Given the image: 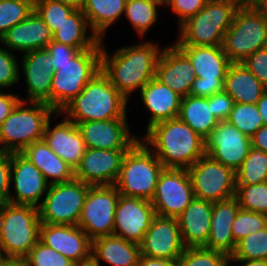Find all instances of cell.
Returning <instances> with one entry per match:
<instances>
[{
  "mask_svg": "<svg viewBox=\"0 0 267 266\" xmlns=\"http://www.w3.org/2000/svg\"><path fill=\"white\" fill-rule=\"evenodd\" d=\"M105 41L102 40L101 71L130 101L131 96L136 97L134 94L155 77L156 64L165 45L155 39H140L136 44L122 45L109 53Z\"/></svg>",
  "mask_w": 267,
  "mask_h": 266,
  "instance_id": "cell-1",
  "label": "cell"
},
{
  "mask_svg": "<svg viewBox=\"0 0 267 266\" xmlns=\"http://www.w3.org/2000/svg\"><path fill=\"white\" fill-rule=\"evenodd\" d=\"M140 139L165 168L188 169L206 154L205 139L179 117L153 125Z\"/></svg>",
  "mask_w": 267,
  "mask_h": 266,
  "instance_id": "cell-2",
  "label": "cell"
},
{
  "mask_svg": "<svg viewBox=\"0 0 267 266\" xmlns=\"http://www.w3.org/2000/svg\"><path fill=\"white\" fill-rule=\"evenodd\" d=\"M127 100L102 72H98L83 91L70 101L59 113L77 124L83 121L128 118Z\"/></svg>",
  "mask_w": 267,
  "mask_h": 266,
  "instance_id": "cell-3",
  "label": "cell"
},
{
  "mask_svg": "<svg viewBox=\"0 0 267 266\" xmlns=\"http://www.w3.org/2000/svg\"><path fill=\"white\" fill-rule=\"evenodd\" d=\"M55 113L44 102L20 101L0 126V151L22 152L43 140L46 124Z\"/></svg>",
  "mask_w": 267,
  "mask_h": 266,
  "instance_id": "cell-4",
  "label": "cell"
},
{
  "mask_svg": "<svg viewBox=\"0 0 267 266\" xmlns=\"http://www.w3.org/2000/svg\"><path fill=\"white\" fill-rule=\"evenodd\" d=\"M238 5L230 0H208L205 6L179 28L175 45L218 46L232 25Z\"/></svg>",
  "mask_w": 267,
  "mask_h": 266,
  "instance_id": "cell-5",
  "label": "cell"
},
{
  "mask_svg": "<svg viewBox=\"0 0 267 266\" xmlns=\"http://www.w3.org/2000/svg\"><path fill=\"white\" fill-rule=\"evenodd\" d=\"M102 40L93 48L80 51L69 62L53 64L51 107L60 112L78 96L85 85L101 71Z\"/></svg>",
  "mask_w": 267,
  "mask_h": 266,
  "instance_id": "cell-6",
  "label": "cell"
},
{
  "mask_svg": "<svg viewBox=\"0 0 267 266\" xmlns=\"http://www.w3.org/2000/svg\"><path fill=\"white\" fill-rule=\"evenodd\" d=\"M40 226L37 207L10 202L1 206V256L23 259L39 241Z\"/></svg>",
  "mask_w": 267,
  "mask_h": 266,
  "instance_id": "cell-7",
  "label": "cell"
},
{
  "mask_svg": "<svg viewBox=\"0 0 267 266\" xmlns=\"http://www.w3.org/2000/svg\"><path fill=\"white\" fill-rule=\"evenodd\" d=\"M164 165L139 139L124 155L115 187L120 195L151 201Z\"/></svg>",
  "mask_w": 267,
  "mask_h": 266,
  "instance_id": "cell-8",
  "label": "cell"
},
{
  "mask_svg": "<svg viewBox=\"0 0 267 266\" xmlns=\"http://www.w3.org/2000/svg\"><path fill=\"white\" fill-rule=\"evenodd\" d=\"M267 46V14L255 5L239 6L224 34L222 48L231 63H242Z\"/></svg>",
  "mask_w": 267,
  "mask_h": 266,
  "instance_id": "cell-9",
  "label": "cell"
},
{
  "mask_svg": "<svg viewBox=\"0 0 267 266\" xmlns=\"http://www.w3.org/2000/svg\"><path fill=\"white\" fill-rule=\"evenodd\" d=\"M192 63L196 80L190 88V95L211 97L224 91V80L231 62L218 46L176 45Z\"/></svg>",
  "mask_w": 267,
  "mask_h": 266,
  "instance_id": "cell-10",
  "label": "cell"
},
{
  "mask_svg": "<svg viewBox=\"0 0 267 266\" xmlns=\"http://www.w3.org/2000/svg\"><path fill=\"white\" fill-rule=\"evenodd\" d=\"M90 185L73 179L50 184L38 207L41 223L78 225Z\"/></svg>",
  "mask_w": 267,
  "mask_h": 266,
  "instance_id": "cell-11",
  "label": "cell"
},
{
  "mask_svg": "<svg viewBox=\"0 0 267 266\" xmlns=\"http://www.w3.org/2000/svg\"><path fill=\"white\" fill-rule=\"evenodd\" d=\"M187 171L195 198L217 202L235 196V172L209 155L200 157Z\"/></svg>",
  "mask_w": 267,
  "mask_h": 266,
  "instance_id": "cell-12",
  "label": "cell"
},
{
  "mask_svg": "<svg viewBox=\"0 0 267 266\" xmlns=\"http://www.w3.org/2000/svg\"><path fill=\"white\" fill-rule=\"evenodd\" d=\"M119 196L115 185L89 187L78 226L91 240L113 234Z\"/></svg>",
  "mask_w": 267,
  "mask_h": 266,
  "instance_id": "cell-13",
  "label": "cell"
},
{
  "mask_svg": "<svg viewBox=\"0 0 267 266\" xmlns=\"http://www.w3.org/2000/svg\"><path fill=\"white\" fill-rule=\"evenodd\" d=\"M194 198L187 169L164 168L159 175L151 204L157 216L177 218Z\"/></svg>",
  "mask_w": 267,
  "mask_h": 266,
  "instance_id": "cell-14",
  "label": "cell"
},
{
  "mask_svg": "<svg viewBox=\"0 0 267 266\" xmlns=\"http://www.w3.org/2000/svg\"><path fill=\"white\" fill-rule=\"evenodd\" d=\"M23 54V55H22ZM20 54L19 82H24L21 101L44 102L51 107V85L54 74L51 55L46 48ZM23 75V76H22ZM22 77V78H21Z\"/></svg>",
  "mask_w": 267,
  "mask_h": 266,
  "instance_id": "cell-15",
  "label": "cell"
},
{
  "mask_svg": "<svg viewBox=\"0 0 267 266\" xmlns=\"http://www.w3.org/2000/svg\"><path fill=\"white\" fill-rule=\"evenodd\" d=\"M49 183L40 170L21 152H11L9 202L39 207Z\"/></svg>",
  "mask_w": 267,
  "mask_h": 266,
  "instance_id": "cell-16",
  "label": "cell"
},
{
  "mask_svg": "<svg viewBox=\"0 0 267 266\" xmlns=\"http://www.w3.org/2000/svg\"><path fill=\"white\" fill-rule=\"evenodd\" d=\"M129 118L83 121L77 123L86 148L129 150L140 136L132 134ZM131 126V127H130Z\"/></svg>",
  "mask_w": 267,
  "mask_h": 266,
  "instance_id": "cell-17",
  "label": "cell"
},
{
  "mask_svg": "<svg viewBox=\"0 0 267 266\" xmlns=\"http://www.w3.org/2000/svg\"><path fill=\"white\" fill-rule=\"evenodd\" d=\"M251 148V138L227 121H220L205 139V152L236 172Z\"/></svg>",
  "mask_w": 267,
  "mask_h": 266,
  "instance_id": "cell-18",
  "label": "cell"
},
{
  "mask_svg": "<svg viewBox=\"0 0 267 266\" xmlns=\"http://www.w3.org/2000/svg\"><path fill=\"white\" fill-rule=\"evenodd\" d=\"M155 216L151 201L120 195L114 213L113 235L140 245Z\"/></svg>",
  "mask_w": 267,
  "mask_h": 266,
  "instance_id": "cell-19",
  "label": "cell"
},
{
  "mask_svg": "<svg viewBox=\"0 0 267 266\" xmlns=\"http://www.w3.org/2000/svg\"><path fill=\"white\" fill-rule=\"evenodd\" d=\"M177 218L155 216L140 244L141 255L178 260L185 250Z\"/></svg>",
  "mask_w": 267,
  "mask_h": 266,
  "instance_id": "cell-20",
  "label": "cell"
},
{
  "mask_svg": "<svg viewBox=\"0 0 267 266\" xmlns=\"http://www.w3.org/2000/svg\"><path fill=\"white\" fill-rule=\"evenodd\" d=\"M127 151L86 148L74 170L75 179L90 186L114 185Z\"/></svg>",
  "mask_w": 267,
  "mask_h": 266,
  "instance_id": "cell-21",
  "label": "cell"
},
{
  "mask_svg": "<svg viewBox=\"0 0 267 266\" xmlns=\"http://www.w3.org/2000/svg\"><path fill=\"white\" fill-rule=\"evenodd\" d=\"M39 240L75 264L91 259L92 240L78 225L41 223Z\"/></svg>",
  "mask_w": 267,
  "mask_h": 266,
  "instance_id": "cell-22",
  "label": "cell"
},
{
  "mask_svg": "<svg viewBox=\"0 0 267 266\" xmlns=\"http://www.w3.org/2000/svg\"><path fill=\"white\" fill-rule=\"evenodd\" d=\"M43 140L57 156L74 170L86 150L85 142L77 125L58 112L47 122Z\"/></svg>",
  "mask_w": 267,
  "mask_h": 266,
  "instance_id": "cell-23",
  "label": "cell"
},
{
  "mask_svg": "<svg viewBox=\"0 0 267 266\" xmlns=\"http://www.w3.org/2000/svg\"><path fill=\"white\" fill-rule=\"evenodd\" d=\"M163 47L156 64L155 78L181 97L190 95L196 80L195 69L188 57L172 42Z\"/></svg>",
  "mask_w": 267,
  "mask_h": 266,
  "instance_id": "cell-24",
  "label": "cell"
},
{
  "mask_svg": "<svg viewBox=\"0 0 267 266\" xmlns=\"http://www.w3.org/2000/svg\"><path fill=\"white\" fill-rule=\"evenodd\" d=\"M53 39V33L34 10L23 22L11 27L1 38L0 44L16 54L44 49Z\"/></svg>",
  "mask_w": 267,
  "mask_h": 266,
  "instance_id": "cell-25",
  "label": "cell"
},
{
  "mask_svg": "<svg viewBox=\"0 0 267 266\" xmlns=\"http://www.w3.org/2000/svg\"><path fill=\"white\" fill-rule=\"evenodd\" d=\"M138 95L143 110L149 114L144 133L157 123L178 117L182 97L155 77L140 89Z\"/></svg>",
  "mask_w": 267,
  "mask_h": 266,
  "instance_id": "cell-26",
  "label": "cell"
},
{
  "mask_svg": "<svg viewBox=\"0 0 267 266\" xmlns=\"http://www.w3.org/2000/svg\"><path fill=\"white\" fill-rule=\"evenodd\" d=\"M239 208L240 205L235 196L213 202L210 234L204 248L223 252L229 257L232 255L236 243L233 239L231 227Z\"/></svg>",
  "mask_w": 267,
  "mask_h": 266,
  "instance_id": "cell-27",
  "label": "cell"
},
{
  "mask_svg": "<svg viewBox=\"0 0 267 266\" xmlns=\"http://www.w3.org/2000/svg\"><path fill=\"white\" fill-rule=\"evenodd\" d=\"M213 202L194 200L177 217L185 247H204L210 234Z\"/></svg>",
  "mask_w": 267,
  "mask_h": 266,
  "instance_id": "cell-28",
  "label": "cell"
},
{
  "mask_svg": "<svg viewBox=\"0 0 267 266\" xmlns=\"http://www.w3.org/2000/svg\"><path fill=\"white\" fill-rule=\"evenodd\" d=\"M140 245L116 235H107L92 240L91 258L100 266H138Z\"/></svg>",
  "mask_w": 267,
  "mask_h": 266,
  "instance_id": "cell-29",
  "label": "cell"
},
{
  "mask_svg": "<svg viewBox=\"0 0 267 266\" xmlns=\"http://www.w3.org/2000/svg\"><path fill=\"white\" fill-rule=\"evenodd\" d=\"M49 184L68 182L75 178L74 169L57 156L44 140L28 145L22 152Z\"/></svg>",
  "mask_w": 267,
  "mask_h": 266,
  "instance_id": "cell-30",
  "label": "cell"
},
{
  "mask_svg": "<svg viewBox=\"0 0 267 266\" xmlns=\"http://www.w3.org/2000/svg\"><path fill=\"white\" fill-rule=\"evenodd\" d=\"M224 91L235 103L257 104L266 89L242 63H231L224 80Z\"/></svg>",
  "mask_w": 267,
  "mask_h": 266,
  "instance_id": "cell-31",
  "label": "cell"
},
{
  "mask_svg": "<svg viewBox=\"0 0 267 266\" xmlns=\"http://www.w3.org/2000/svg\"><path fill=\"white\" fill-rule=\"evenodd\" d=\"M178 117L203 139H206L220 122L213 114L212 103L208 98L192 95L181 98Z\"/></svg>",
  "mask_w": 267,
  "mask_h": 266,
  "instance_id": "cell-32",
  "label": "cell"
},
{
  "mask_svg": "<svg viewBox=\"0 0 267 266\" xmlns=\"http://www.w3.org/2000/svg\"><path fill=\"white\" fill-rule=\"evenodd\" d=\"M127 0H86L82 12L91 30L100 38L106 39L111 26L119 19L122 21ZM110 28V29H109Z\"/></svg>",
  "mask_w": 267,
  "mask_h": 266,
  "instance_id": "cell-33",
  "label": "cell"
},
{
  "mask_svg": "<svg viewBox=\"0 0 267 266\" xmlns=\"http://www.w3.org/2000/svg\"><path fill=\"white\" fill-rule=\"evenodd\" d=\"M52 40L83 51L93 48L100 38L91 30L82 10H75L53 34Z\"/></svg>",
  "mask_w": 267,
  "mask_h": 266,
  "instance_id": "cell-34",
  "label": "cell"
},
{
  "mask_svg": "<svg viewBox=\"0 0 267 266\" xmlns=\"http://www.w3.org/2000/svg\"><path fill=\"white\" fill-rule=\"evenodd\" d=\"M162 8L164 3L160 0H127L123 19L129 22L137 37L146 39L148 31L159 22Z\"/></svg>",
  "mask_w": 267,
  "mask_h": 266,
  "instance_id": "cell-35",
  "label": "cell"
},
{
  "mask_svg": "<svg viewBox=\"0 0 267 266\" xmlns=\"http://www.w3.org/2000/svg\"><path fill=\"white\" fill-rule=\"evenodd\" d=\"M236 185H254L267 182V153L250 148L246 159L235 172Z\"/></svg>",
  "mask_w": 267,
  "mask_h": 266,
  "instance_id": "cell-36",
  "label": "cell"
},
{
  "mask_svg": "<svg viewBox=\"0 0 267 266\" xmlns=\"http://www.w3.org/2000/svg\"><path fill=\"white\" fill-rule=\"evenodd\" d=\"M267 260V226L236 243L229 260Z\"/></svg>",
  "mask_w": 267,
  "mask_h": 266,
  "instance_id": "cell-37",
  "label": "cell"
},
{
  "mask_svg": "<svg viewBox=\"0 0 267 266\" xmlns=\"http://www.w3.org/2000/svg\"><path fill=\"white\" fill-rule=\"evenodd\" d=\"M262 120L257 104L234 103L226 121L238 128L245 136L251 138L263 126Z\"/></svg>",
  "mask_w": 267,
  "mask_h": 266,
  "instance_id": "cell-38",
  "label": "cell"
},
{
  "mask_svg": "<svg viewBox=\"0 0 267 266\" xmlns=\"http://www.w3.org/2000/svg\"><path fill=\"white\" fill-rule=\"evenodd\" d=\"M34 11V0H0V38Z\"/></svg>",
  "mask_w": 267,
  "mask_h": 266,
  "instance_id": "cell-39",
  "label": "cell"
},
{
  "mask_svg": "<svg viewBox=\"0 0 267 266\" xmlns=\"http://www.w3.org/2000/svg\"><path fill=\"white\" fill-rule=\"evenodd\" d=\"M235 197L240 208L267 215V182L254 185H236Z\"/></svg>",
  "mask_w": 267,
  "mask_h": 266,
  "instance_id": "cell-40",
  "label": "cell"
},
{
  "mask_svg": "<svg viewBox=\"0 0 267 266\" xmlns=\"http://www.w3.org/2000/svg\"><path fill=\"white\" fill-rule=\"evenodd\" d=\"M34 10L54 34L75 9L60 0H34Z\"/></svg>",
  "mask_w": 267,
  "mask_h": 266,
  "instance_id": "cell-41",
  "label": "cell"
},
{
  "mask_svg": "<svg viewBox=\"0 0 267 266\" xmlns=\"http://www.w3.org/2000/svg\"><path fill=\"white\" fill-rule=\"evenodd\" d=\"M229 256L204 247H187L178 259L179 266H228Z\"/></svg>",
  "mask_w": 267,
  "mask_h": 266,
  "instance_id": "cell-42",
  "label": "cell"
},
{
  "mask_svg": "<svg viewBox=\"0 0 267 266\" xmlns=\"http://www.w3.org/2000/svg\"><path fill=\"white\" fill-rule=\"evenodd\" d=\"M23 261L25 266H75V263L70 259L45 245L40 240L23 258Z\"/></svg>",
  "mask_w": 267,
  "mask_h": 266,
  "instance_id": "cell-43",
  "label": "cell"
},
{
  "mask_svg": "<svg viewBox=\"0 0 267 266\" xmlns=\"http://www.w3.org/2000/svg\"><path fill=\"white\" fill-rule=\"evenodd\" d=\"M266 226L267 215L239 208L231 227L234 242L237 243L242 238L260 231Z\"/></svg>",
  "mask_w": 267,
  "mask_h": 266,
  "instance_id": "cell-44",
  "label": "cell"
},
{
  "mask_svg": "<svg viewBox=\"0 0 267 266\" xmlns=\"http://www.w3.org/2000/svg\"><path fill=\"white\" fill-rule=\"evenodd\" d=\"M18 57V54L0 44V90L12 91L14 86H20Z\"/></svg>",
  "mask_w": 267,
  "mask_h": 266,
  "instance_id": "cell-45",
  "label": "cell"
},
{
  "mask_svg": "<svg viewBox=\"0 0 267 266\" xmlns=\"http://www.w3.org/2000/svg\"><path fill=\"white\" fill-rule=\"evenodd\" d=\"M208 0H166L164 9H169L173 16L177 17L178 29L189 18L196 15L206 4Z\"/></svg>",
  "mask_w": 267,
  "mask_h": 266,
  "instance_id": "cell-46",
  "label": "cell"
},
{
  "mask_svg": "<svg viewBox=\"0 0 267 266\" xmlns=\"http://www.w3.org/2000/svg\"><path fill=\"white\" fill-rule=\"evenodd\" d=\"M242 64L257 77L267 90V47L248 56Z\"/></svg>",
  "mask_w": 267,
  "mask_h": 266,
  "instance_id": "cell-47",
  "label": "cell"
},
{
  "mask_svg": "<svg viewBox=\"0 0 267 266\" xmlns=\"http://www.w3.org/2000/svg\"><path fill=\"white\" fill-rule=\"evenodd\" d=\"M11 153L0 151V207L9 203Z\"/></svg>",
  "mask_w": 267,
  "mask_h": 266,
  "instance_id": "cell-48",
  "label": "cell"
},
{
  "mask_svg": "<svg viewBox=\"0 0 267 266\" xmlns=\"http://www.w3.org/2000/svg\"><path fill=\"white\" fill-rule=\"evenodd\" d=\"M212 103L213 114L219 121H226L234 106L233 98L225 91L215 93L211 97H207Z\"/></svg>",
  "mask_w": 267,
  "mask_h": 266,
  "instance_id": "cell-49",
  "label": "cell"
},
{
  "mask_svg": "<svg viewBox=\"0 0 267 266\" xmlns=\"http://www.w3.org/2000/svg\"><path fill=\"white\" fill-rule=\"evenodd\" d=\"M46 49L51 55L53 64H64L69 62L80 52L77 48L53 40L48 44Z\"/></svg>",
  "mask_w": 267,
  "mask_h": 266,
  "instance_id": "cell-50",
  "label": "cell"
},
{
  "mask_svg": "<svg viewBox=\"0 0 267 266\" xmlns=\"http://www.w3.org/2000/svg\"><path fill=\"white\" fill-rule=\"evenodd\" d=\"M13 93V90H0V126L21 101L19 92Z\"/></svg>",
  "mask_w": 267,
  "mask_h": 266,
  "instance_id": "cell-51",
  "label": "cell"
},
{
  "mask_svg": "<svg viewBox=\"0 0 267 266\" xmlns=\"http://www.w3.org/2000/svg\"><path fill=\"white\" fill-rule=\"evenodd\" d=\"M251 147L267 153V125H263L253 134Z\"/></svg>",
  "mask_w": 267,
  "mask_h": 266,
  "instance_id": "cell-52",
  "label": "cell"
},
{
  "mask_svg": "<svg viewBox=\"0 0 267 266\" xmlns=\"http://www.w3.org/2000/svg\"><path fill=\"white\" fill-rule=\"evenodd\" d=\"M138 266H179L178 260H164L140 255Z\"/></svg>",
  "mask_w": 267,
  "mask_h": 266,
  "instance_id": "cell-53",
  "label": "cell"
},
{
  "mask_svg": "<svg viewBox=\"0 0 267 266\" xmlns=\"http://www.w3.org/2000/svg\"><path fill=\"white\" fill-rule=\"evenodd\" d=\"M257 108L260 116L263 118V125H267V90L257 102Z\"/></svg>",
  "mask_w": 267,
  "mask_h": 266,
  "instance_id": "cell-54",
  "label": "cell"
},
{
  "mask_svg": "<svg viewBox=\"0 0 267 266\" xmlns=\"http://www.w3.org/2000/svg\"><path fill=\"white\" fill-rule=\"evenodd\" d=\"M231 263L235 266H267V260L253 259V260H229L228 266H231Z\"/></svg>",
  "mask_w": 267,
  "mask_h": 266,
  "instance_id": "cell-55",
  "label": "cell"
},
{
  "mask_svg": "<svg viewBox=\"0 0 267 266\" xmlns=\"http://www.w3.org/2000/svg\"><path fill=\"white\" fill-rule=\"evenodd\" d=\"M0 266H25L23 259L0 257Z\"/></svg>",
  "mask_w": 267,
  "mask_h": 266,
  "instance_id": "cell-56",
  "label": "cell"
},
{
  "mask_svg": "<svg viewBox=\"0 0 267 266\" xmlns=\"http://www.w3.org/2000/svg\"><path fill=\"white\" fill-rule=\"evenodd\" d=\"M64 4L73 7L75 10H82L85 6L86 0H60Z\"/></svg>",
  "mask_w": 267,
  "mask_h": 266,
  "instance_id": "cell-57",
  "label": "cell"
},
{
  "mask_svg": "<svg viewBox=\"0 0 267 266\" xmlns=\"http://www.w3.org/2000/svg\"><path fill=\"white\" fill-rule=\"evenodd\" d=\"M254 5L267 14V0H256Z\"/></svg>",
  "mask_w": 267,
  "mask_h": 266,
  "instance_id": "cell-58",
  "label": "cell"
},
{
  "mask_svg": "<svg viewBox=\"0 0 267 266\" xmlns=\"http://www.w3.org/2000/svg\"><path fill=\"white\" fill-rule=\"evenodd\" d=\"M235 2L238 6H252L255 4L256 0H230Z\"/></svg>",
  "mask_w": 267,
  "mask_h": 266,
  "instance_id": "cell-59",
  "label": "cell"
},
{
  "mask_svg": "<svg viewBox=\"0 0 267 266\" xmlns=\"http://www.w3.org/2000/svg\"><path fill=\"white\" fill-rule=\"evenodd\" d=\"M75 266H100L92 258L88 261L75 264Z\"/></svg>",
  "mask_w": 267,
  "mask_h": 266,
  "instance_id": "cell-60",
  "label": "cell"
}]
</instances>
